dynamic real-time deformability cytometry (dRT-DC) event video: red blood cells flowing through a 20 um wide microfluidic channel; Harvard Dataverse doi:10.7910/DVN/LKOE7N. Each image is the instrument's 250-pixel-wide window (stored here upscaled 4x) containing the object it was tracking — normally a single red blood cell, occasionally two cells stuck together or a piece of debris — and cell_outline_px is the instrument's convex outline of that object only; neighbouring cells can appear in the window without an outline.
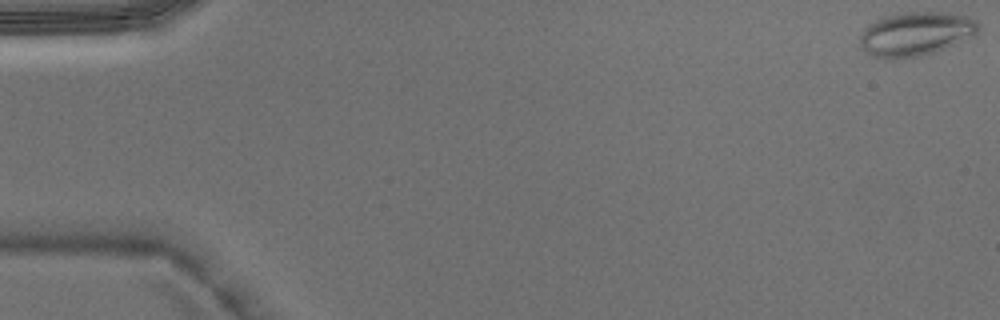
{"species": "Egyptian fruit bat (a non-hibernating species)", "species_latin": "Rousettus aegyptiacus", "temperature_condition": "warm", "stored_images_in_passage": 6, "camera_frame_rate_fps": 3000, "um_per_image_px": 0.085, "animal": {"sex": "male"}, "frame": {"image": 1, "passage_image": 1, "time_ms": 0.0, "image_size_px": [1000, 320], "cell_outline_px": [[980, 28], [972, 36], [936, 52], [920, 56], [872, 56], [864, 52], [860, 44], [860, 36], [868, 24], [876, 20], [888, 16], [904, 12], [948, 12], [968, 16], [976, 20]], "centroid_in_image_um": [77.87, 2.84], "position_along_channel_um": 7.1, "area_um2": 29.71}}